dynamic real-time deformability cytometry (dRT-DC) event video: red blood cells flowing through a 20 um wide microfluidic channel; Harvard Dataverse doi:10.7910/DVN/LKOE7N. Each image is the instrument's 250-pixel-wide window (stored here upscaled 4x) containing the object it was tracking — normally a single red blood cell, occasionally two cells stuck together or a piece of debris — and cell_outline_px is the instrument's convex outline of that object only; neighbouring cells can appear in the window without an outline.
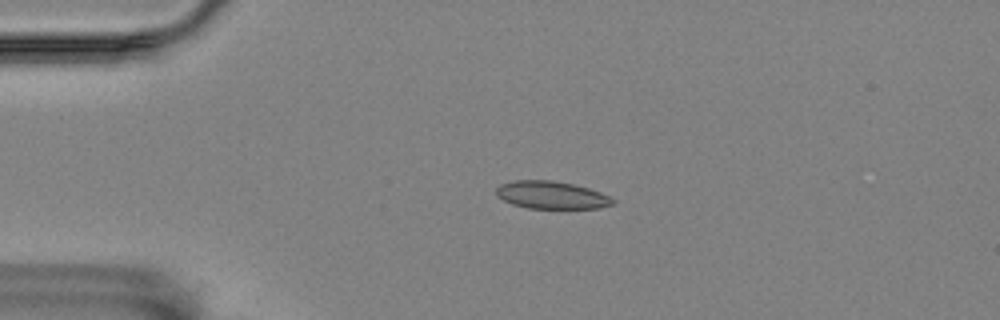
{"species": "Egyptian fruit bat (a non-hibernating species)", "species_latin": "Rousettus aegyptiacus", "temperature_condition": "room temperature", "stored_images_in_passage": 45, "camera_frame_rate_fps": 3000, "um_per_image_px": 0.085, "animal": {"sex": "female"}, "frame": {"image": 1, "passage_image": 1, "time_ms": 0.0, "image_size_px": [1000, 320], "cell_outline_px": [[616, 204], [600, 208], [528, 208], [512, 204], [496, 196], [496, 188], [500, 184], [516, 180], [552, 180], [572, 184], [588, 188], [600, 192], [616, 200]], "centroid_in_image_um": [46.88, 16.58], "position_along_channel_um": 38.1, "area_um2": 18.79}}
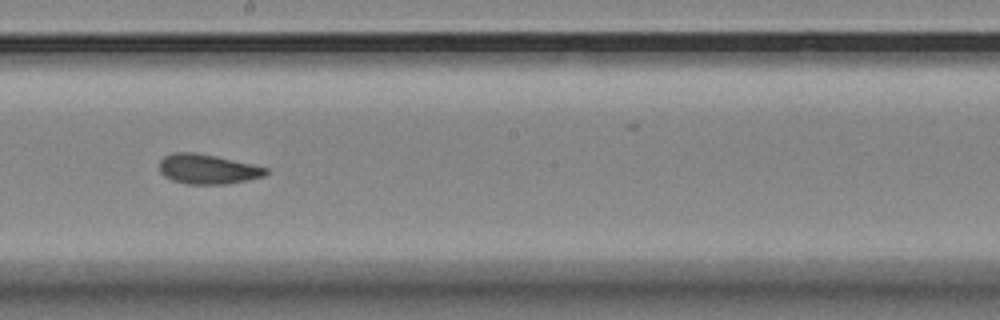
{"frame": {"image": 2, "passage_image": 20, "time_ms": 6.333, "image_size_px": [1000, 320], "cell_outline_px": [[268, 172], [264, 176], [224, 184], [184, 184], [172, 180], [164, 176], [160, 172], [160, 160], [164, 156], [172, 152], [192, 152], [216, 156], [252, 164], [268, 168]], "centroid_in_image_um": [17.61, 14.37], "position_along_channel_um": 230.6, "area_um2": 18.38}}
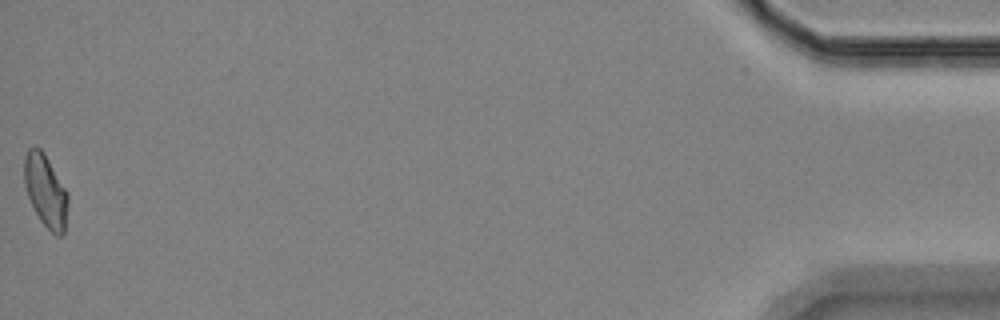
{"frame": {"image": 3, "passage_image": 45, "time_ms": 14.667, "image_size_px": [1000, 320], "cell_outline_px": [[68, 204], [64, 232], [60, 236], [56, 236], [40, 220], [28, 196], [24, 184], [24, 156], [28, 148], [40, 148], [44, 152], [68, 192]], "centroid_in_image_um": [3.88, 16.2], "position_along_channel_um": 431.3, "area_um2": 18.38}, "authors_computed_cell_mechanics": {"area_um2": 18.5538, "velocity_mm_per_s": 3.5327, "shape_relaxation_time_tau1_ms": null, "shape_relaxation_time_tau2_ms": 2.7576, "deformation_change_tau1": null, "deformation_change_tau2": 0.0821}}